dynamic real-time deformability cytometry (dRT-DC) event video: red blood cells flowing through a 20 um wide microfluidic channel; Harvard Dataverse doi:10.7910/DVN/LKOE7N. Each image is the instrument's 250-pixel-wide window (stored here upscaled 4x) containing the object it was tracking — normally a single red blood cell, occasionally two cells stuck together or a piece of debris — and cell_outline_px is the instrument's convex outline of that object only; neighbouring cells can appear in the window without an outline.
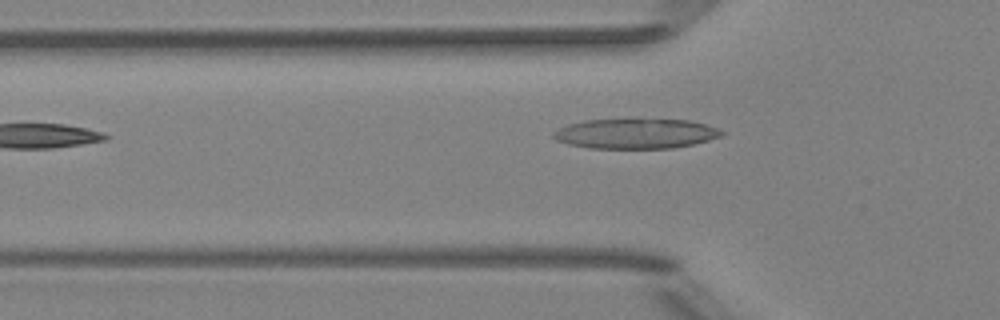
{"species": "Egyptian fruit bat (a non-hibernating species)", "species_latin": "Rousettus aegyptiacus", "temperature_condition": "room temperature", "stored_images_in_passage": 5, "camera_frame_rate_fps": 3000, "um_per_image_px": 0.085, "animal": {"sex": "female"}, "frame": {"image": 1, "passage_image": 3, "time_ms": 3.333, "image_size_px": [1000, 320], "cell_outline_px": [[724, 132], [720, 136], [708, 140], [692, 144], [672, 148], [588, 148], [568, 144], [556, 140], [552, 136], [552, 132], [568, 124], [584, 120], [688, 120], [704, 124], [716, 128]], "centroid_in_image_um": [53.98, 11.37], "position_along_channel_um": 71.8, "area_um2": 28.96}}
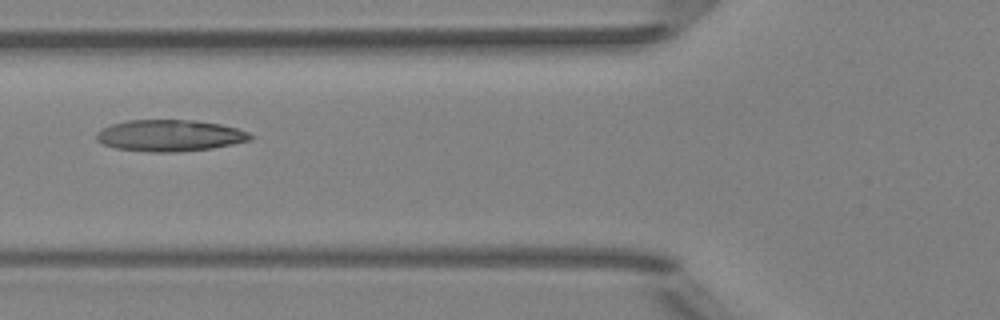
{"frame": {"image": 2, "passage_image": 4, "time_ms": 4.333, "image_size_px": [1000, 320], "cell_outline_px": [[256, 136], [252, 140], [212, 148], [176, 152], [148, 152], [116, 148], [104, 144], [96, 140], [96, 132], [112, 124], [128, 120], [196, 120], [220, 124], [236, 128], [248, 132]], "centroid_in_image_um": [14.46, 11.52], "position_along_channel_um": 111.3, "area_um2": 28.32}}
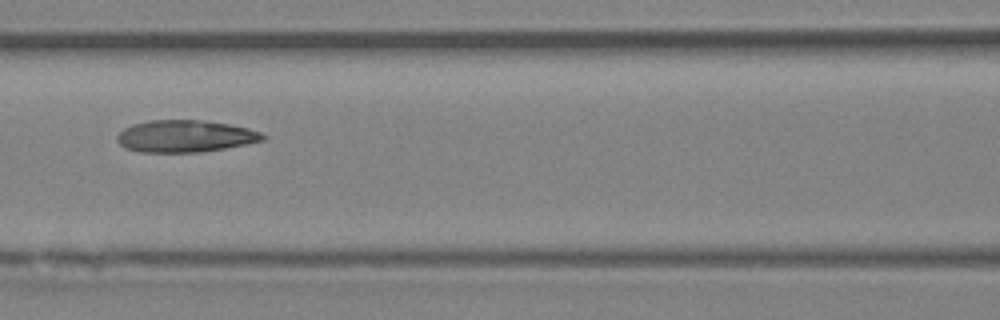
{"frame": {"image": 3, "passage_image": 5, "time_ms": 5.333, "image_size_px": [1000, 320], "cell_outline_px": [[268, 136], [264, 140], [224, 148], [200, 152], [140, 152], [124, 148], [116, 140], [116, 136], [124, 128], [132, 124], [148, 120], [200, 120], [228, 124], [248, 128], [260, 132]], "centroid_in_image_um": [15.7, 11.57], "position_along_channel_um": 150.9, "area_um2": 27.17}}